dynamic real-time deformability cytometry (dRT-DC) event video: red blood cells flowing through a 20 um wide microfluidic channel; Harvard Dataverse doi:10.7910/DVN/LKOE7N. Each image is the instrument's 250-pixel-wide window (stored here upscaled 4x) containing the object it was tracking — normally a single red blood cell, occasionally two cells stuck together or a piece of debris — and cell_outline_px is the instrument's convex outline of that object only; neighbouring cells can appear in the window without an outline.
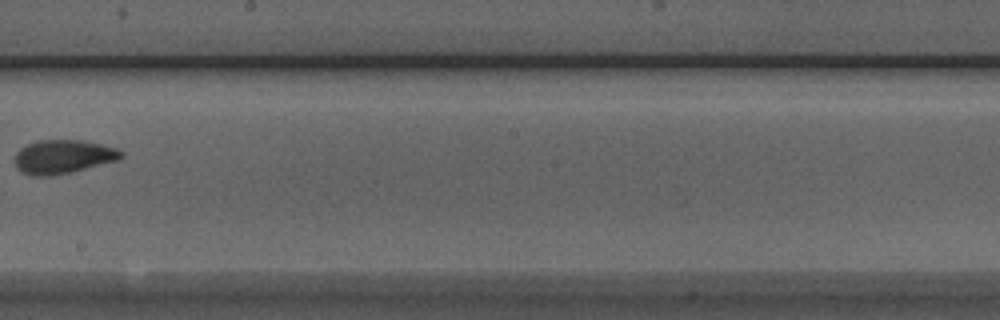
{"species": "Egyptian fruit bat (a non-hibernating species)", "species_latin": "Rousettus aegyptiacus", "temperature_condition": "room temperature", "stored_images_in_passage": 5, "camera_frame_rate_fps": 3000, "um_per_image_px": 0.085, "animal": {"sex": "male"}, "frame": {"image": 1, "passage_image": 5, "time_ms": 5.333, "image_size_px": [1000, 320], "cell_outline_px": [[124, 156], [120, 160], [68, 172], [48, 176], [32, 176], [20, 172], [16, 168], [16, 152], [20, 148], [28, 144], [40, 140], [80, 140], [120, 148], [124, 152]], "centroid_in_image_um": [5.39, 13.32], "position_along_channel_um": 242.8, "area_um2": 20.92}}